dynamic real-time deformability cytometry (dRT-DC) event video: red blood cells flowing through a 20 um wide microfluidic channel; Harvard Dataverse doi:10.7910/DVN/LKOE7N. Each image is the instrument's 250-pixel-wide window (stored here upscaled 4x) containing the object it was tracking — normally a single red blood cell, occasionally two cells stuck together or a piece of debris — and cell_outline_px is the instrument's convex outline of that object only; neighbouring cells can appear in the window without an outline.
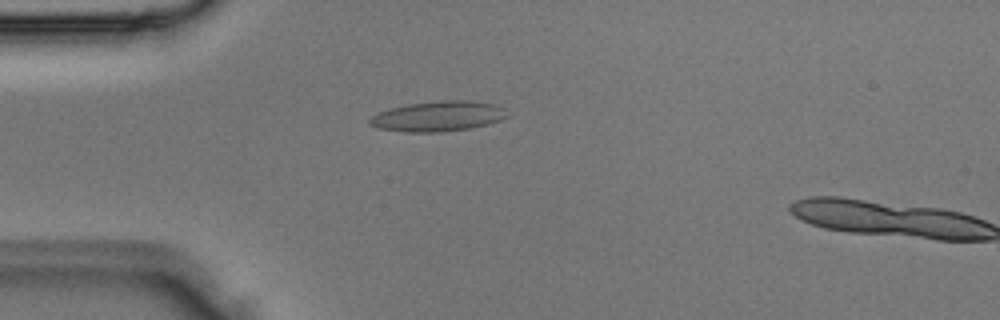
{"species": "Egyptian fruit bat (a non-hibernating species)", "species_latin": "Rousettus aegyptiacus", "temperature_condition": "room temperature", "stored_images_in_passage": 5, "camera_frame_rate_fps": 3000, "um_per_image_px": 0.085, "animal": {"sex": "male"}, "frame": {"image": 1, "passage_image": 4, "time_ms": 1.0, "image_size_px": [1000, 320], "cell_outline_px": [[508, 116], [500, 120], [488, 124], [472, 128], [440, 132], [404, 132], [376, 128], [368, 124], [368, 120], [372, 116], [380, 112], [392, 108], [408, 104], [440, 100], [472, 100], [496, 104]], "centroid_in_image_um": [37.21, 9.89], "position_along_channel_um": 47.8, "area_um2": 24.22}}